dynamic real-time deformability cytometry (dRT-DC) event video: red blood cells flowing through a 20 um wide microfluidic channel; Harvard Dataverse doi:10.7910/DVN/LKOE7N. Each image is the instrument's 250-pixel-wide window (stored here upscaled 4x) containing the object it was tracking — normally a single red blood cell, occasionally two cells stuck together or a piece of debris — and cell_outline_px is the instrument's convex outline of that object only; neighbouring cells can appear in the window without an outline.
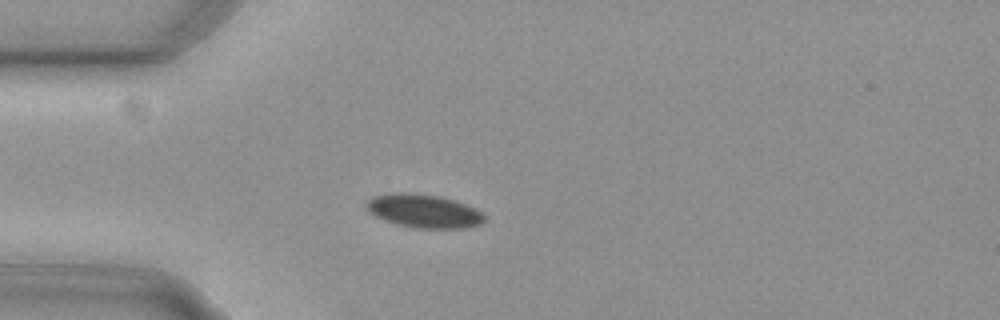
{"species": "common noctule bat (a hibernating species)", "species_latin": "Nyctalus noctula", "temperature_condition": "cold", "stored_images_in_passage": 17, "camera_frame_rate_fps": 3000, "um_per_image_px": 0.085, "animal": {"sex": "female", "body_mass_g": 29.2, "forearm_length_mm": 56.3}, "frame": {"image": 1, "passage_image": 14, "time_ms": 4.333, "image_size_px": [1000, 320], "cell_outline_px": [[484, 220], [480, 224], [468, 228], [412, 228], [396, 224], [384, 220], [368, 212], [364, 208], [364, 204], [372, 196], [392, 192], [408, 192], [440, 196], [476, 208], [484, 216]], "centroid_in_image_um": [35.95, 17.93], "position_along_channel_um": 49.0, "area_um2": 23.24}}